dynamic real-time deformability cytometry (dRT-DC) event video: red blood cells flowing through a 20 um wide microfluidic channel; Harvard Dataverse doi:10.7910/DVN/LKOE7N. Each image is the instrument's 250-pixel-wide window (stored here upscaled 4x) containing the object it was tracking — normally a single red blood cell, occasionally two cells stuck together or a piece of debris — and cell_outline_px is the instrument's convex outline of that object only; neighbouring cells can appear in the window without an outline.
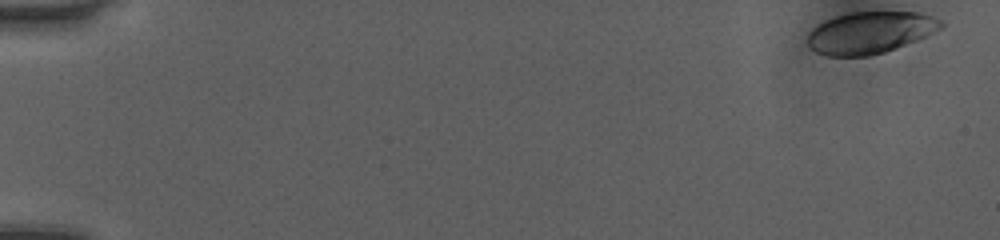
{"species": "human", "species_latin": "Homo sapiens", "temperature_condition": "room temperature", "stored_images_in_passage": 50, "camera_frame_rate_fps": 3000, "um_per_image_px": 0.085, "donor": {"sex": "female"}, "frame": {"image": 1, "passage_image": 1, "time_ms": 0.0, "image_size_px": [1000, 240], "cell_outline_px": [[944, 28], [928, 36], [896, 48], [884, 52], [868, 56], [828, 56], [816, 52], [808, 48], [808, 32], [812, 28], [836, 16], [852, 12], [920, 12], [944, 20]], "centroid_in_image_um": [74.01, 2.77], "position_along_channel_um": 11.0, "area_um2": 32.77}}
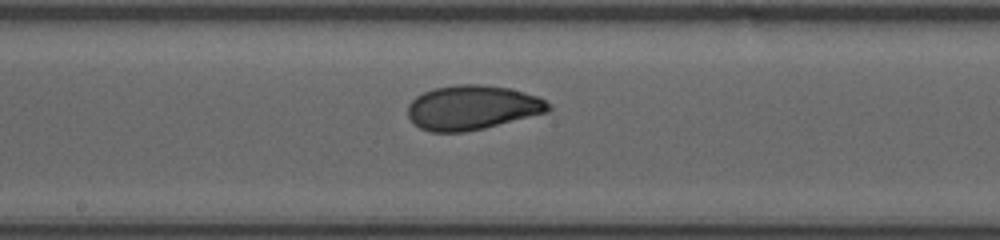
{"frame": {"image": 2, "passage_image": 28, "time_ms": 9.0, "image_size_px": [1000, 240], "cell_outline_px": [[552, 108], [548, 112], [484, 128], [464, 132], [432, 132], [420, 128], [408, 116], [408, 104], [416, 96], [432, 88], [456, 84], [480, 84], [508, 88], [524, 92], [536, 96], [552, 104]], "centroid_in_image_um": [40.14, 9.13], "position_along_channel_um": 208.1, "area_um2": 36.41}}
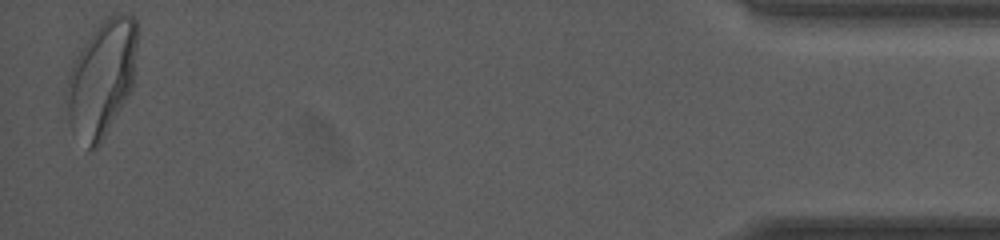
{"frame": {"image": 3, "passage_image": 50, "time_ms": 16.333, "image_size_px": [1000, 240], "cell_outline_px": [[136, 48], [132, 88], [100, 144], [96, 148], [88, 152], [72, 132], [68, 120], [64, 100], [64, 96], [68, 76], [80, 52], [100, 20], [116, 12], [124, 12], [132, 16], [136, 20]], "centroid_in_image_um": [8.61, 6.7], "position_along_channel_um": 426.6, "area_um2": 47.8}, "authors_computed_cell_mechanics": {"area_um2": 35.7204, "velocity_mm_per_s": 4.0484, "shape_relaxation_time_tau1_ms": 2.9095, "shape_relaxation_time_tau2_ms": 0.9647, "deformation_change_tau1": 0.1371, "deformation_change_tau2": 0.052}}